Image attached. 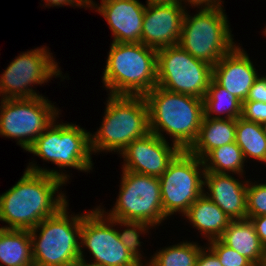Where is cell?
Returning a JSON list of instances; mask_svg holds the SVG:
<instances>
[{
	"instance_id": "6da1fadb",
	"label": "cell",
	"mask_w": 266,
	"mask_h": 266,
	"mask_svg": "<svg viewBox=\"0 0 266 266\" xmlns=\"http://www.w3.org/2000/svg\"><path fill=\"white\" fill-rule=\"evenodd\" d=\"M64 186L60 178L24 169L20 179L0 193V228L33 229L69 201Z\"/></svg>"
},
{
	"instance_id": "7a4b0ae2",
	"label": "cell",
	"mask_w": 266,
	"mask_h": 266,
	"mask_svg": "<svg viewBox=\"0 0 266 266\" xmlns=\"http://www.w3.org/2000/svg\"><path fill=\"white\" fill-rule=\"evenodd\" d=\"M58 115L46 130L33 142L26 151L41 161L54 164V168L40 166L36 158L26 166V170L45 173L60 178L66 185L72 180V170L85 174L94 169L93 153L90 146V132L77 122H67ZM60 119V120H59ZM64 121V122H63ZM68 169V170H67ZM70 171V172H69Z\"/></svg>"
},
{
	"instance_id": "3957f363",
	"label": "cell",
	"mask_w": 266,
	"mask_h": 266,
	"mask_svg": "<svg viewBox=\"0 0 266 266\" xmlns=\"http://www.w3.org/2000/svg\"><path fill=\"white\" fill-rule=\"evenodd\" d=\"M144 98L150 132L180 150H189L198 137L204 117L203 99L170 92L159 86L146 93Z\"/></svg>"
},
{
	"instance_id": "277c9868",
	"label": "cell",
	"mask_w": 266,
	"mask_h": 266,
	"mask_svg": "<svg viewBox=\"0 0 266 266\" xmlns=\"http://www.w3.org/2000/svg\"><path fill=\"white\" fill-rule=\"evenodd\" d=\"M109 45L101 75L108 95L144 96L157 86V50L141 42Z\"/></svg>"
},
{
	"instance_id": "5b68a950",
	"label": "cell",
	"mask_w": 266,
	"mask_h": 266,
	"mask_svg": "<svg viewBox=\"0 0 266 266\" xmlns=\"http://www.w3.org/2000/svg\"><path fill=\"white\" fill-rule=\"evenodd\" d=\"M105 100L101 124L90 132L91 151L96 156L120 155L131 142L150 132L148 106L144 96L107 94Z\"/></svg>"
},
{
	"instance_id": "8992f818",
	"label": "cell",
	"mask_w": 266,
	"mask_h": 266,
	"mask_svg": "<svg viewBox=\"0 0 266 266\" xmlns=\"http://www.w3.org/2000/svg\"><path fill=\"white\" fill-rule=\"evenodd\" d=\"M69 204L29 230L34 266H69L80 260L81 211L72 212Z\"/></svg>"
},
{
	"instance_id": "52a82bcc",
	"label": "cell",
	"mask_w": 266,
	"mask_h": 266,
	"mask_svg": "<svg viewBox=\"0 0 266 266\" xmlns=\"http://www.w3.org/2000/svg\"><path fill=\"white\" fill-rule=\"evenodd\" d=\"M225 8L186 9L178 45L196 59L214 66L239 42L234 40Z\"/></svg>"
},
{
	"instance_id": "ba28073f",
	"label": "cell",
	"mask_w": 266,
	"mask_h": 266,
	"mask_svg": "<svg viewBox=\"0 0 266 266\" xmlns=\"http://www.w3.org/2000/svg\"><path fill=\"white\" fill-rule=\"evenodd\" d=\"M119 192L111 208L102 204L97 207L109 218L143 222L156 231V227L169 220L162 208L159 177L121 169Z\"/></svg>"
},
{
	"instance_id": "9c48e42d",
	"label": "cell",
	"mask_w": 266,
	"mask_h": 266,
	"mask_svg": "<svg viewBox=\"0 0 266 266\" xmlns=\"http://www.w3.org/2000/svg\"><path fill=\"white\" fill-rule=\"evenodd\" d=\"M49 46L20 52L0 74V99H31L44 96L36 89L53 80H69L68 73L62 74L59 62ZM50 81V82H49Z\"/></svg>"
},
{
	"instance_id": "30bf717a",
	"label": "cell",
	"mask_w": 266,
	"mask_h": 266,
	"mask_svg": "<svg viewBox=\"0 0 266 266\" xmlns=\"http://www.w3.org/2000/svg\"><path fill=\"white\" fill-rule=\"evenodd\" d=\"M48 97L0 99V137L15 140L27 151L33 142L62 113ZM55 104V105H54Z\"/></svg>"
},
{
	"instance_id": "8fae6325",
	"label": "cell",
	"mask_w": 266,
	"mask_h": 266,
	"mask_svg": "<svg viewBox=\"0 0 266 266\" xmlns=\"http://www.w3.org/2000/svg\"><path fill=\"white\" fill-rule=\"evenodd\" d=\"M84 211L81 213L80 260L95 266H141L120 241L116 219L107 217L97 206Z\"/></svg>"
},
{
	"instance_id": "7c38bea8",
	"label": "cell",
	"mask_w": 266,
	"mask_h": 266,
	"mask_svg": "<svg viewBox=\"0 0 266 266\" xmlns=\"http://www.w3.org/2000/svg\"><path fill=\"white\" fill-rule=\"evenodd\" d=\"M205 169L203 162L188 150H181L159 177L162 208L170 218H181L190 206L204 194Z\"/></svg>"
},
{
	"instance_id": "4fadbf2b",
	"label": "cell",
	"mask_w": 266,
	"mask_h": 266,
	"mask_svg": "<svg viewBox=\"0 0 266 266\" xmlns=\"http://www.w3.org/2000/svg\"><path fill=\"white\" fill-rule=\"evenodd\" d=\"M212 78L213 66L179 45L157 50V86L203 99Z\"/></svg>"
},
{
	"instance_id": "5bb4252c",
	"label": "cell",
	"mask_w": 266,
	"mask_h": 266,
	"mask_svg": "<svg viewBox=\"0 0 266 266\" xmlns=\"http://www.w3.org/2000/svg\"><path fill=\"white\" fill-rule=\"evenodd\" d=\"M181 150L174 144L149 132L146 136L131 142L118 156L121 169L160 177L169 163Z\"/></svg>"
},
{
	"instance_id": "9a60e30c",
	"label": "cell",
	"mask_w": 266,
	"mask_h": 266,
	"mask_svg": "<svg viewBox=\"0 0 266 266\" xmlns=\"http://www.w3.org/2000/svg\"><path fill=\"white\" fill-rule=\"evenodd\" d=\"M146 4L139 0H89V9L102 16L110 29L111 42L139 43Z\"/></svg>"
},
{
	"instance_id": "2e32d148",
	"label": "cell",
	"mask_w": 266,
	"mask_h": 266,
	"mask_svg": "<svg viewBox=\"0 0 266 266\" xmlns=\"http://www.w3.org/2000/svg\"><path fill=\"white\" fill-rule=\"evenodd\" d=\"M185 11L179 3L146 5L141 43L155 50L178 45Z\"/></svg>"
},
{
	"instance_id": "e0dca14e",
	"label": "cell",
	"mask_w": 266,
	"mask_h": 266,
	"mask_svg": "<svg viewBox=\"0 0 266 266\" xmlns=\"http://www.w3.org/2000/svg\"><path fill=\"white\" fill-rule=\"evenodd\" d=\"M256 64L238 43L213 66V79L243 103L260 74Z\"/></svg>"
},
{
	"instance_id": "ac0fdd59",
	"label": "cell",
	"mask_w": 266,
	"mask_h": 266,
	"mask_svg": "<svg viewBox=\"0 0 266 266\" xmlns=\"http://www.w3.org/2000/svg\"><path fill=\"white\" fill-rule=\"evenodd\" d=\"M250 176L205 173L204 195L231 220L247 219V183Z\"/></svg>"
},
{
	"instance_id": "d6986e66",
	"label": "cell",
	"mask_w": 266,
	"mask_h": 266,
	"mask_svg": "<svg viewBox=\"0 0 266 266\" xmlns=\"http://www.w3.org/2000/svg\"><path fill=\"white\" fill-rule=\"evenodd\" d=\"M196 229L197 237L205 243L219 239L232 221L212 200L201 195L181 218ZM199 233V236H198Z\"/></svg>"
},
{
	"instance_id": "ffe728a7",
	"label": "cell",
	"mask_w": 266,
	"mask_h": 266,
	"mask_svg": "<svg viewBox=\"0 0 266 266\" xmlns=\"http://www.w3.org/2000/svg\"><path fill=\"white\" fill-rule=\"evenodd\" d=\"M219 239L248 258L255 266H263L266 248L250 219L232 220Z\"/></svg>"
},
{
	"instance_id": "44dd1931",
	"label": "cell",
	"mask_w": 266,
	"mask_h": 266,
	"mask_svg": "<svg viewBox=\"0 0 266 266\" xmlns=\"http://www.w3.org/2000/svg\"><path fill=\"white\" fill-rule=\"evenodd\" d=\"M236 119H214L203 117L198 137L191 154L203 159L211 150L235 142Z\"/></svg>"
},
{
	"instance_id": "7402d4cb",
	"label": "cell",
	"mask_w": 266,
	"mask_h": 266,
	"mask_svg": "<svg viewBox=\"0 0 266 266\" xmlns=\"http://www.w3.org/2000/svg\"><path fill=\"white\" fill-rule=\"evenodd\" d=\"M0 266H34L29 230L0 228Z\"/></svg>"
},
{
	"instance_id": "603a6c76",
	"label": "cell",
	"mask_w": 266,
	"mask_h": 266,
	"mask_svg": "<svg viewBox=\"0 0 266 266\" xmlns=\"http://www.w3.org/2000/svg\"><path fill=\"white\" fill-rule=\"evenodd\" d=\"M235 142L249 166L253 161L266 167V133L262 124L237 118Z\"/></svg>"
},
{
	"instance_id": "cb8c5ba5",
	"label": "cell",
	"mask_w": 266,
	"mask_h": 266,
	"mask_svg": "<svg viewBox=\"0 0 266 266\" xmlns=\"http://www.w3.org/2000/svg\"><path fill=\"white\" fill-rule=\"evenodd\" d=\"M202 162L205 173H225L246 176L247 168H249L243 152L236 142L211 150L202 159Z\"/></svg>"
},
{
	"instance_id": "d4e9b609",
	"label": "cell",
	"mask_w": 266,
	"mask_h": 266,
	"mask_svg": "<svg viewBox=\"0 0 266 266\" xmlns=\"http://www.w3.org/2000/svg\"><path fill=\"white\" fill-rule=\"evenodd\" d=\"M204 116L214 119H237L242 116V102L213 78L203 98Z\"/></svg>"
},
{
	"instance_id": "484cf974",
	"label": "cell",
	"mask_w": 266,
	"mask_h": 266,
	"mask_svg": "<svg viewBox=\"0 0 266 266\" xmlns=\"http://www.w3.org/2000/svg\"><path fill=\"white\" fill-rule=\"evenodd\" d=\"M185 238L173 245L158 248L155 253H150V263L147 266H196V260L200 250L206 245L200 241ZM152 254V255H151Z\"/></svg>"
},
{
	"instance_id": "4316f807",
	"label": "cell",
	"mask_w": 266,
	"mask_h": 266,
	"mask_svg": "<svg viewBox=\"0 0 266 266\" xmlns=\"http://www.w3.org/2000/svg\"><path fill=\"white\" fill-rule=\"evenodd\" d=\"M153 229V227L143 222L116 219V230L120 241L141 266H147L151 259L143 252L142 247L146 243L142 241L141 237L151 236V230Z\"/></svg>"
},
{
	"instance_id": "83f0119b",
	"label": "cell",
	"mask_w": 266,
	"mask_h": 266,
	"mask_svg": "<svg viewBox=\"0 0 266 266\" xmlns=\"http://www.w3.org/2000/svg\"><path fill=\"white\" fill-rule=\"evenodd\" d=\"M253 179L250 176L247 183V217L266 215V177Z\"/></svg>"
},
{
	"instance_id": "f1b7e54d",
	"label": "cell",
	"mask_w": 266,
	"mask_h": 266,
	"mask_svg": "<svg viewBox=\"0 0 266 266\" xmlns=\"http://www.w3.org/2000/svg\"><path fill=\"white\" fill-rule=\"evenodd\" d=\"M206 246L219 258L223 266H255L248 258L225 245L220 239L211 240Z\"/></svg>"
},
{
	"instance_id": "f546056e",
	"label": "cell",
	"mask_w": 266,
	"mask_h": 266,
	"mask_svg": "<svg viewBox=\"0 0 266 266\" xmlns=\"http://www.w3.org/2000/svg\"><path fill=\"white\" fill-rule=\"evenodd\" d=\"M241 117L248 121L263 124L266 121V103L259 101L243 102Z\"/></svg>"
},
{
	"instance_id": "4dcf8cb0",
	"label": "cell",
	"mask_w": 266,
	"mask_h": 266,
	"mask_svg": "<svg viewBox=\"0 0 266 266\" xmlns=\"http://www.w3.org/2000/svg\"><path fill=\"white\" fill-rule=\"evenodd\" d=\"M263 74L260 72L244 102L259 101L266 103V73Z\"/></svg>"
},
{
	"instance_id": "1f68e13d",
	"label": "cell",
	"mask_w": 266,
	"mask_h": 266,
	"mask_svg": "<svg viewBox=\"0 0 266 266\" xmlns=\"http://www.w3.org/2000/svg\"><path fill=\"white\" fill-rule=\"evenodd\" d=\"M40 5L44 8H51V7H73L75 8H84L85 10L89 9V0H41ZM45 5V6H44Z\"/></svg>"
},
{
	"instance_id": "d6a6232c",
	"label": "cell",
	"mask_w": 266,
	"mask_h": 266,
	"mask_svg": "<svg viewBox=\"0 0 266 266\" xmlns=\"http://www.w3.org/2000/svg\"><path fill=\"white\" fill-rule=\"evenodd\" d=\"M196 266H223L219 258L205 245L198 254Z\"/></svg>"
},
{
	"instance_id": "836d02e7",
	"label": "cell",
	"mask_w": 266,
	"mask_h": 266,
	"mask_svg": "<svg viewBox=\"0 0 266 266\" xmlns=\"http://www.w3.org/2000/svg\"><path fill=\"white\" fill-rule=\"evenodd\" d=\"M179 4L185 9H214L218 8V0H179Z\"/></svg>"
},
{
	"instance_id": "e575fe53",
	"label": "cell",
	"mask_w": 266,
	"mask_h": 266,
	"mask_svg": "<svg viewBox=\"0 0 266 266\" xmlns=\"http://www.w3.org/2000/svg\"><path fill=\"white\" fill-rule=\"evenodd\" d=\"M247 218L250 219V221L254 225L255 231L261 243L266 248V215Z\"/></svg>"
},
{
	"instance_id": "d590c367",
	"label": "cell",
	"mask_w": 266,
	"mask_h": 266,
	"mask_svg": "<svg viewBox=\"0 0 266 266\" xmlns=\"http://www.w3.org/2000/svg\"><path fill=\"white\" fill-rule=\"evenodd\" d=\"M146 5L179 3V0H146Z\"/></svg>"
},
{
	"instance_id": "8d00e7d4",
	"label": "cell",
	"mask_w": 266,
	"mask_h": 266,
	"mask_svg": "<svg viewBox=\"0 0 266 266\" xmlns=\"http://www.w3.org/2000/svg\"><path fill=\"white\" fill-rule=\"evenodd\" d=\"M69 266H95V265L89 264V263L84 262L82 260H78V261L70 264Z\"/></svg>"
},
{
	"instance_id": "74e56055",
	"label": "cell",
	"mask_w": 266,
	"mask_h": 266,
	"mask_svg": "<svg viewBox=\"0 0 266 266\" xmlns=\"http://www.w3.org/2000/svg\"><path fill=\"white\" fill-rule=\"evenodd\" d=\"M224 3V0H218L219 7L225 8Z\"/></svg>"
},
{
	"instance_id": "f35d334b",
	"label": "cell",
	"mask_w": 266,
	"mask_h": 266,
	"mask_svg": "<svg viewBox=\"0 0 266 266\" xmlns=\"http://www.w3.org/2000/svg\"><path fill=\"white\" fill-rule=\"evenodd\" d=\"M261 33H262L261 35H263V37L265 38L266 37V24Z\"/></svg>"
},
{
	"instance_id": "ab89813d",
	"label": "cell",
	"mask_w": 266,
	"mask_h": 266,
	"mask_svg": "<svg viewBox=\"0 0 266 266\" xmlns=\"http://www.w3.org/2000/svg\"><path fill=\"white\" fill-rule=\"evenodd\" d=\"M262 125H263L264 131L266 133V121Z\"/></svg>"
},
{
	"instance_id": "60d3db41",
	"label": "cell",
	"mask_w": 266,
	"mask_h": 266,
	"mask_svg": "<svg viewBox=\"0 0 266 266\" xmlns=\"http://www.w3.org/2000/svg\"><path fill=\"white\" fill-rule=\"evenodd\" d=\"M263 266H266V255H265Z\"/></svg>"
}]
</instances>
